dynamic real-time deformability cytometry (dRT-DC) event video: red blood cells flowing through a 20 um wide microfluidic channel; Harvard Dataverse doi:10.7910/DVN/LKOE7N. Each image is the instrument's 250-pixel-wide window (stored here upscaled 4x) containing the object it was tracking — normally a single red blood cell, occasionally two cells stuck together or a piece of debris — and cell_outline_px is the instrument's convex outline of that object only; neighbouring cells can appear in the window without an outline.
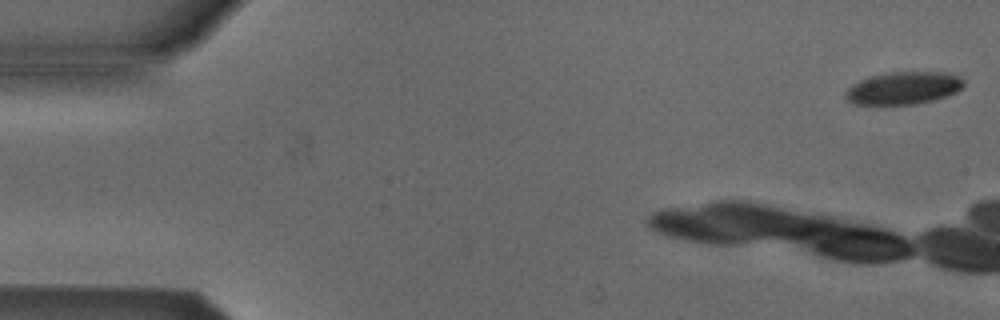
{"species": "Egyptian fruit bat (a non-hibernating species)", "species_latin": "Rousettus aegyptiacus", "temperature_condition": "cold", "stored_images_in_passage": 2, "camera_frame_rate_fps": 3000, "um_per_image_px": 0.085, "animal": {"sex": "male"}, "frame": {"image": 1, "passage_image": 2, "time_ms": 0.333, "image_size_px": [1000, 320], "cell_outline_px": [[964, 84], [956, 92], [932, 100], [916, 104], [856, 104], [848, 100], [844, 96], [848, 88], [852, 84], [868, 76], [892, 72], [944, 72], [960, 76], [964, 80]], "centroid_in_image_um": [76.79, 7.47], "position_along_channel_um": 8.2, "area_um2": 22.25}}